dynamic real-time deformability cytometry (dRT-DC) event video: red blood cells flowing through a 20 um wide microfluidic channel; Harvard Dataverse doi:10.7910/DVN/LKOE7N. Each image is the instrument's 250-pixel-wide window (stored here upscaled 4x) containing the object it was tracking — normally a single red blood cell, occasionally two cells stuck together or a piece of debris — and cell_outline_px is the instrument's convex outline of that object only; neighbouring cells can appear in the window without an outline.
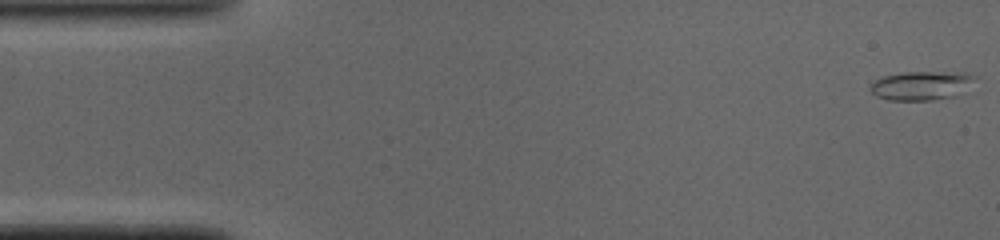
{"species": "common noctule bat (a hibernating species)", "species_latin": "Nyctalus noctula", "temperature_condition": "cold", "stored_images_in_passage": 48, "camera_frame_rate_fps": 3000, "um_per_image_px": 0.085, "animal": {"sex": "male", "body_mass_g": 19.0, "forearm_length_mm": 50.8}, "frame": {"image": 1, "passage_image": 1, "time_ms": 0.0, "image_size_px": [1000, 240], "cell_outline_px": [[976, 76], [956, 96], [932, 100], [888, 100], [876, 96], [868, 88], [876, 80], [884, 76], [904, 72], [968, 72]], "centroid_in_image_um": [78.28, 7.27], "position_along_channel_um": 6.7, "area_um2": 17.4}}
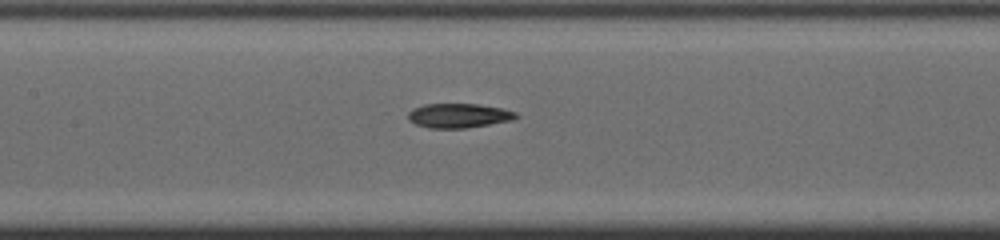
{"frame": {"image": 2, "passage_image": 22, "time_ms": 7.0, "image_size_px": [1000, 240], "cell_outline_px": [[520, 116], [512, 120], [464, 128], [428, 128], [416, 124], [408, 120], [408, 112], [412, 108], [424, 104], [476, 104], [500, 108], [516, 112]], "centroid_in_image_um": [38.95, 9.82], "position_along_channel_um": 168.4, "area_um2": 15.26}}
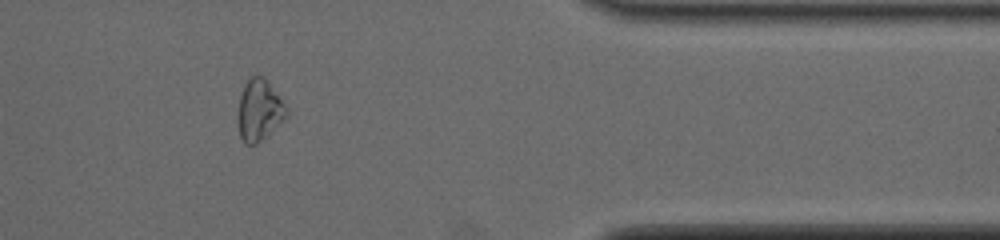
{"frame": {"image": 3, "passage_image": 40, "time_ms": 13.0, "image_size_px": [1000, 240], "cell_outline_px": [[288, 116], [284, 120], [256, 144], [244, 144], [240, 136], [236, 116], [240, 96], [244, 84], [252, 76], [264, 76], [288, 108]], "centroid_in_image_um": [22.02, 9.37], "position_along_channel_um": 389.4, "area_um2": 17.46}}